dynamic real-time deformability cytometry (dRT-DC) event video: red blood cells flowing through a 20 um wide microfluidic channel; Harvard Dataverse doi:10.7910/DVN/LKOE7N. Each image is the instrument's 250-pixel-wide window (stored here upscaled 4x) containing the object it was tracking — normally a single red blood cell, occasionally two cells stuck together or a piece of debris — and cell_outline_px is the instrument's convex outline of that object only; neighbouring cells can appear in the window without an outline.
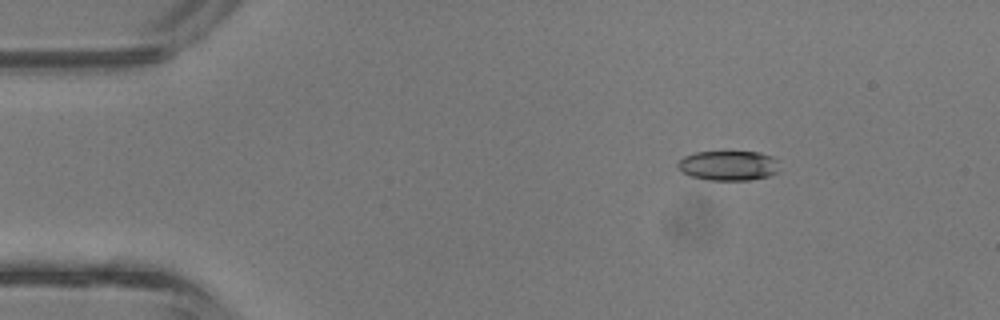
{"species": "common noctule bat (a hibernating species)", "species_latin": "Nyctalus noctula", "temperature_condition": "room temperature", "stored_images_in_passage": 5, "segment_of_instrument_passage": [2, 2], "camera_frame_rate_fps": 3000, "um_per_image_px": 0.085, "animal": {"sex": "male", "body_mass_g": 13.3}, "frame": {"image": 1, "passage_image": 5, "time_ms": 1.333, "image_size_px": [1000, 320], "cell_outline_px": [[780, 172], [768, 176], [748, 180], [708, 180], [692, 176], [684, 172], [676, 164], [684, 156], [696, 152], [760, 152], [772, 156], [776, 160]], "centroid_in_image_um": [61.95, 14.07], "position_along_channel_um": 23.0, "area_um2": 17.57}}